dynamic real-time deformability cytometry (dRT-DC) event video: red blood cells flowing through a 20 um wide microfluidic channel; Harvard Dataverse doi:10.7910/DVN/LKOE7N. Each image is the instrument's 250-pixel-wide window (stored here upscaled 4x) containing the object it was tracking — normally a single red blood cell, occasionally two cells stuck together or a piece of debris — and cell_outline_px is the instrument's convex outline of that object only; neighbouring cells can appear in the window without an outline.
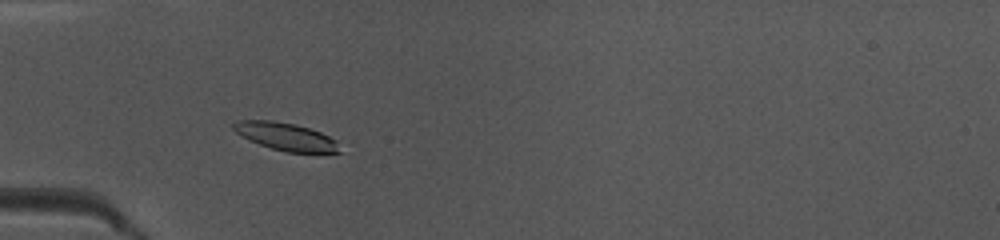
{"species": "common noctule bat (a hibernating species)", "species_latin": "Nyctalus noctula", "temperature_condition": "warm", "stored_images_in_passage": 36, "camera_frame_rate_fps": 3000, "um_per_image_px": 0.085, "animal": {"sex": "female", "body_mass_g": 10.0, "forearm_length_mm": 53.1}, "frame": {"image": 1, "passage_image": 8, "time_ms": 2.333, "image_size_px": [1000, 240], "cell_outline_px": [[340, 152], [288, 152], [272, 148], [248, 140], [236, 132], [228, 124], [240, 120], [272, 120], [292, 124], [308, 128], [320, 132], [336, 140]], "centroid_in_image_um": [24.22, 11.59], "position_along_channel_um": 60.8, "area_um2": 16.88}}
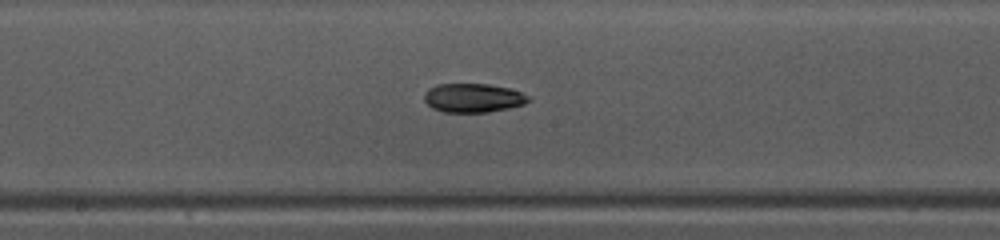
{"frame": {"image": 2, "passage_image": 19, "time_ms": 6.0, "image_size_px": [1000, 240], "cell_outline_px": [[532, 100], [524, 104], [508, 108], [488, 112], [444, 112], [432, 108], [424, 100], [424, 92], [428, 88], [436, 84], [488, 84], [508, 88], [532, 96]], "centroid_in_image_um": [40.22, 8.32], "position_along_channel_um": 208.0, "area_um2": 17.69}}
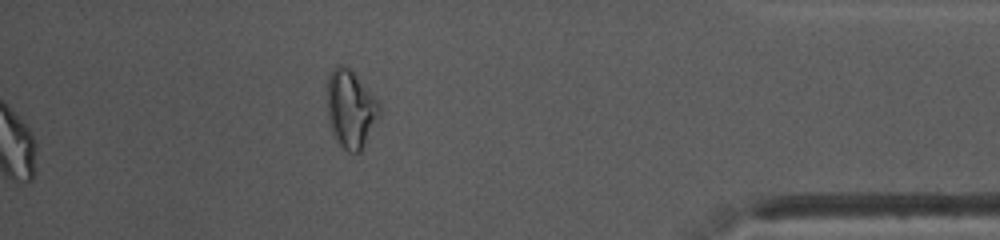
{"frame": {"image": 3, "passage_image": 36, "time_ms": 11.667, "image_size_px": [1000, 240], "cell_outline_px": [[380, 116], [360, 152], [348, 152], [340, 148], [332, 132], [328, 120], [328, 76], [332, 68], [336, 64], [340, 64], [348, 68], [352, 72], [380, 104]], "centroid_in_image_um": [29.79, 9.3], "position_along_channel_um": 405.4, "area_um2": 23.47}, "authors_computed_cell_mechanics": {"area_um2": 17.7735, "velocity_mm_per_s": 4.1066, "shape_relaxation_time_tau1_ms": 10.3544, "shape_relaxation_time_tau2_ms": 5.8273, "deformation_change_tau1": 0.2597, "deformation_change_tau2": 0.0708}}